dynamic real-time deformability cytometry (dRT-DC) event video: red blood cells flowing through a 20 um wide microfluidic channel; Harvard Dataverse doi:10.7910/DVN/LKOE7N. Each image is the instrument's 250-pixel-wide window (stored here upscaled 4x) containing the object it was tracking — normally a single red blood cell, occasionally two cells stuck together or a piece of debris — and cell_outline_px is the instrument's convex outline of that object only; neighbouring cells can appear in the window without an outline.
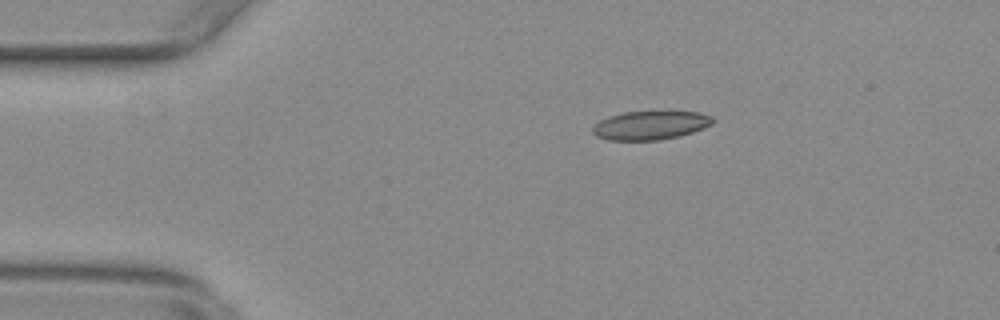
{"species": "common noctule bat (a hibernating species)", "species_latin": "Nyctalus noctula", "temperature_condition": "warm", "stored_images_in_passage": 56, "camera_frame_rate_fps": 3000, "um_per_image_px": 0.085, "animal": {"sex": "female", "body_mass_g": 29.2, "forearm_length_mm": 56.3}, "frame": {"image": 1, "passage_image": 11, "time_ms": 3.333, "image_size_px": [1000, 320], "cell_outline_px": [[716, 120], [712, 124], [704, 128], [680, 136], [660, 140], [608, 140], [596, 136], [592, 132], [592, 128], [600, 120], [608, 116], [624, 112], [700, 112], [712, 116]], "centroid_in_image_um": [55.3, 10.65], "position_along_channel_um": 29.7, "area_um2": 20.11}}
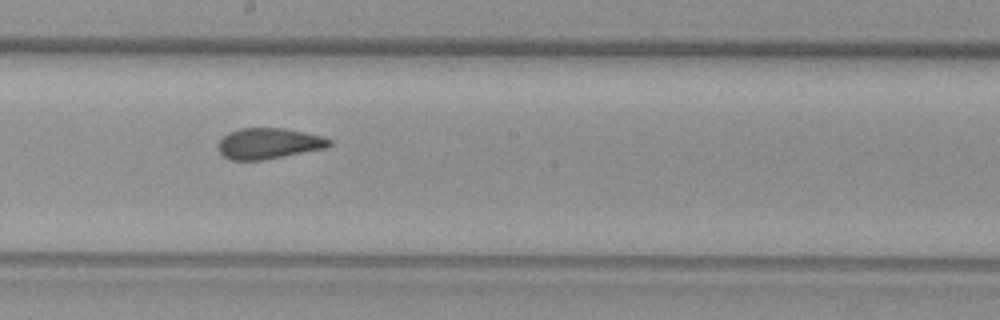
{"frame": {"image": 2, "passage_image": 31, "time_ms": 10.0, "image_size_px": [1000, 320], "cell_outline_px": [[332, 144], [328, 148], [264, 160], [228, 160], [220, 152], [220, 140], [228, 132], [240, 128], [284, 128], [320, 136], [332, 140]], "centroid_in_image_um": [22.86, 12.2], "position_along_channel_um": 225.3, "area_um2": 19.94}}
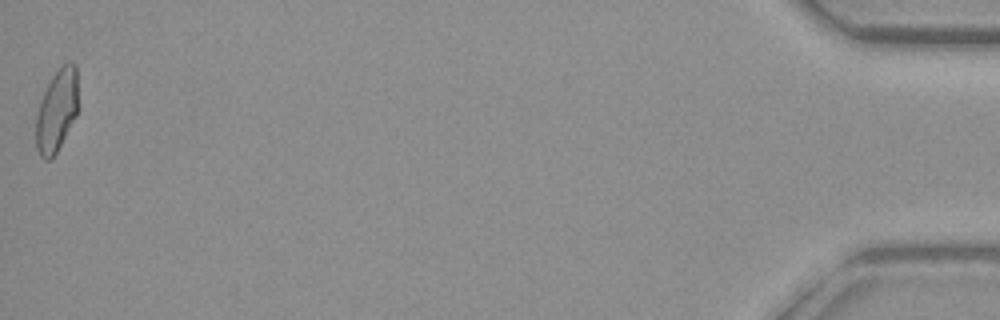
{"frame": {"image": 3, "passage_image": 56, "time_ms": 18.333, "image_size_px": [1000, 320], "cell_outline_px": [[76, 116], [56, 152], [48, 160], [44, 160], [40, 156], [36, 148], [36, 116], [40, 100], [52, 76], [68, 60], [72, 60], [76, 64]], "centroid_in_image_um": [4.8, 9.39], "position_along_channel_um": 430.4, "area_um2": 19.83}, "authors_computed_cell_mechanics": {"area_um2": 20.3456, "velocity_mm_per_s": 3.7249, "shape_relaxation_time_tau1_ms": null, "shape_relaxation_time_tau2_ms": 1.4946, "deformation_change_tau1": null, "deformation_change_tau2": 0.0825}}